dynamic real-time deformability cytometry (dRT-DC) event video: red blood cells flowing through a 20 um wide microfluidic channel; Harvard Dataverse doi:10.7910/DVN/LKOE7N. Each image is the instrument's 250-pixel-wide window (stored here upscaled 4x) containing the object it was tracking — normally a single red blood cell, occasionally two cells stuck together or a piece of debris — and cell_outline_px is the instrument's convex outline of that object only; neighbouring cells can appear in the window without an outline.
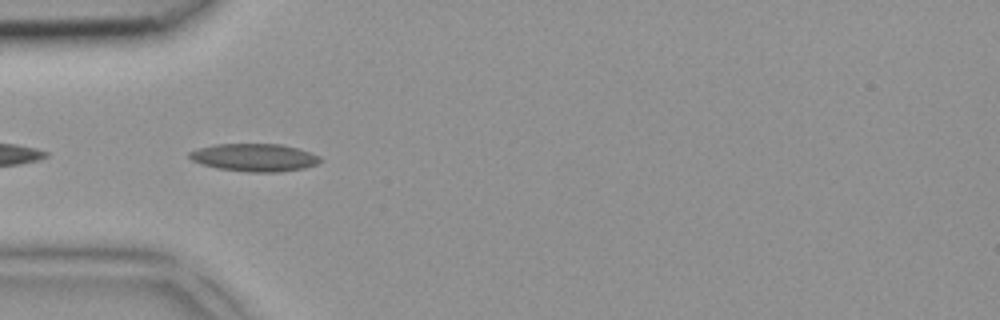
{"species": "common noctule bat (a hibernating species)", "species_latin": "Nyctalus noctula", "temperature_condition": "room temperature", "stored_images_in_passage": 4, "camera_frame_rate_fps": 3000, "um_per_image_px": 0.085, "animal": {"sex": "female", "body_mass_g": 18.4}, "frame": {"image": 1, "passage_image": 2, "time_ms": 0.333, "image_size_px": [1000, 320], "cell_outline_px": [[324, 160], [316, 164], [304, 168], [280, 172], [248, 172], [216, 168], [200, 164], [192, 160], [188, 156], [188, 152], [200, 148], [216, 144], [280, 144], [296, 148], [320, 156]], "centroid_in_image_um": [21.62, 13.39], "position_along_channel_um": 63.4, "area_um2": 21.15}}
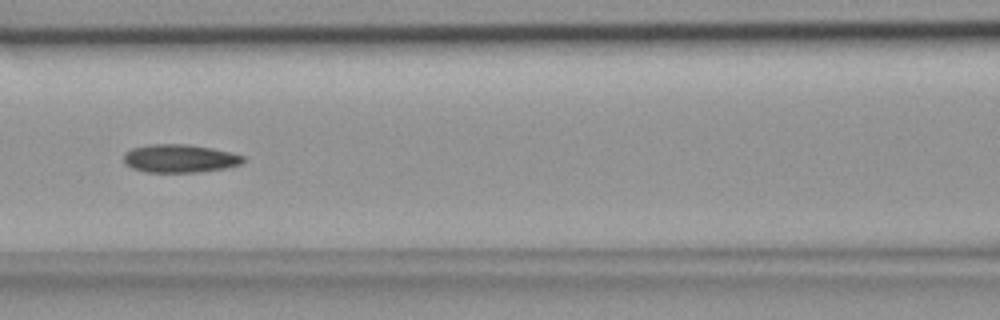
{"frame": {"image": 2, "passage_image": 4, "time_ms": 1.0, "image_size_px": [1000, 320], "cell_outline_px": [[244, 160], [240, 164], [224, 168], [196, 172], [148, 172], [132, 168], [124, 164], [124, 152], [132, 148], [152, 144], [188, 144], [212, 148], [232, 152], [244, 156]], "centroid_in_image_um": [15.26, 13.46], "position_along_channel_um": 151.3, "area_um2": 19.59}}